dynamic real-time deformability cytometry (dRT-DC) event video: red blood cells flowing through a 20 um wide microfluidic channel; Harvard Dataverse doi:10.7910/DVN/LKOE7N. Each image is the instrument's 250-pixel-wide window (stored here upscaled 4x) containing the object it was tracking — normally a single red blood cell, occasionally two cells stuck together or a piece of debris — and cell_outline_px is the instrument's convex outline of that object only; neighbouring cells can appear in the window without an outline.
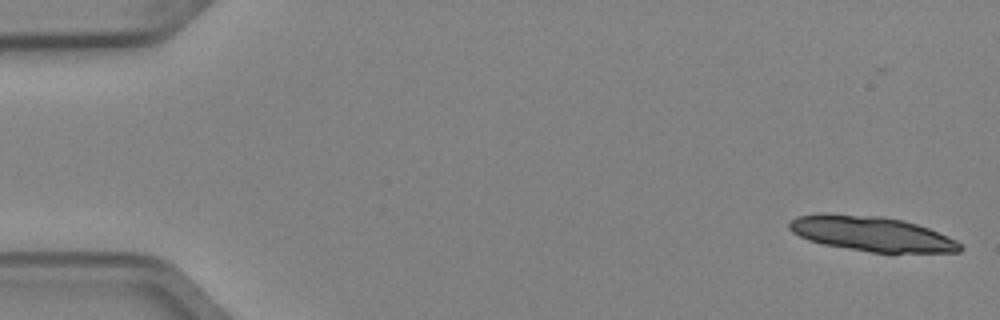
{"species": "Egyptian fruit bat (a non-hibernating species)", "species_latin": "Rousettus aegyptiacus", "temperature_condition": "cold", "stored_images_in_passage": 6, "camera_frame_rate_fps": 3000, "um_per_image_px": 0.085, "animal": {"sex": "female"}, "frame": {"image": 1, "passage_image": 1, "time_ms": 0.0, "image_size_px": [1000, 320], "cell_outline_px": [[964, 248], [960, 252], [872, 252], [824, 244], [808, 240], [792, 232], [788, 228], [788, 224], [796, 216], [820, 212], [828, 212], [880, 216], [904, 220], [928, 228], [956, 240]], "centroid_in_image_um": [74.04, 19.84], "position_along_channel_um": 11.0, "area_um2": 34.8}}